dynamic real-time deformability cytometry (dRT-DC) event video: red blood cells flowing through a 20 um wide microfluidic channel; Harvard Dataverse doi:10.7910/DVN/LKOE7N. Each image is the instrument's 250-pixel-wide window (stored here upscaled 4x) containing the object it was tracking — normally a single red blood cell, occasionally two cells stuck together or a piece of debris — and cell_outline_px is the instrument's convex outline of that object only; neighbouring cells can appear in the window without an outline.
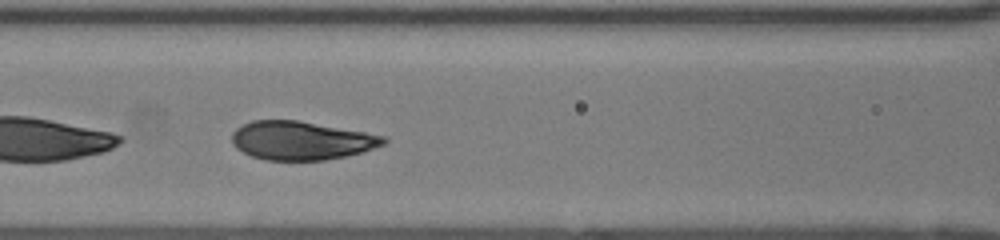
{"species": "human", "species_latin": "Homo sapiens", "temperature_condition": "room temperature", "stored_images_in_passage": 35, "segment_of_instrument_passage": [2, 2], "camera_frame_rate_fps": 3000, "um_per_image_px": 0.085, "donor": {"sex": "female"}, "frame": {"image": 1, "passage_image": 13, "time_ms": 4.0, "image_size_px": [1000, 240], "cell_outline_px": [[388, 140], [384, 144], [364, 152], [324, 160], [264, 160], [252, 156], [236, 148], [232, 144], [232, 132], [236, 128], [252, 120], [296, 120], [388, 136]], "centroid_in_image_um": [25.61, 11.94], "position_along_channel_um": 141.0, "area_um2": 34.1}}
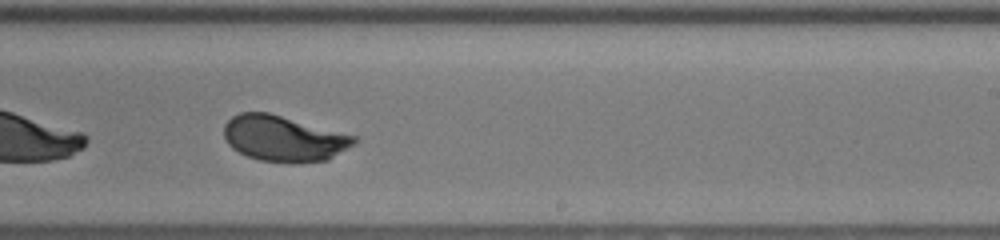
{"frame": {"image": 2, "passage_image": 22, "time_ms": 7.0, "image_size_px": [1000, 240], "cell_outline_px": [[360, 140], [356, 144], [328, 160], [296, 164], [288, 164], [260, 160], [248, 156], [232, 148], [228, 144], [224, 136], [224, 124], [232, 116], [240, 112], [268, 112], [356, 136]], "centroid_in_image_um": [24.14, 11.79], "position_along_channel_um": 264.9, "area_um2": 35.08}}
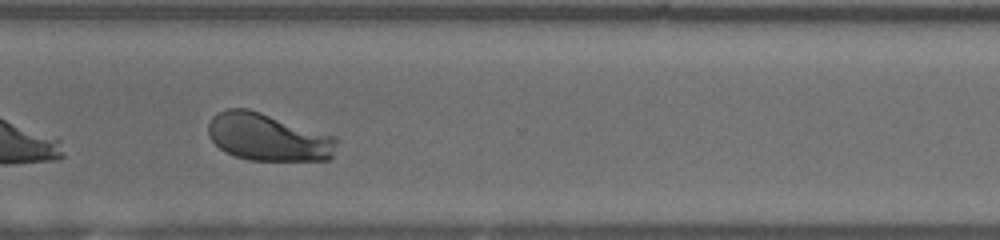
{"frame": {"image": 3, "passage_image": 28, "time_ms": 9.0, "image_size_px": [1000, 240], "cell_outline_px": [[336, 140], [332, 156], [328, 160], [248, 160], [224, 152], [208, 136], [208, 124], [212, 116], [216, 112], [228, 108], [248, 108], [336, 136]], "centroid_in_image_um": [22.74, 11.65], "position_along_channel_um": 347.9, "area_um2": 35.55}}